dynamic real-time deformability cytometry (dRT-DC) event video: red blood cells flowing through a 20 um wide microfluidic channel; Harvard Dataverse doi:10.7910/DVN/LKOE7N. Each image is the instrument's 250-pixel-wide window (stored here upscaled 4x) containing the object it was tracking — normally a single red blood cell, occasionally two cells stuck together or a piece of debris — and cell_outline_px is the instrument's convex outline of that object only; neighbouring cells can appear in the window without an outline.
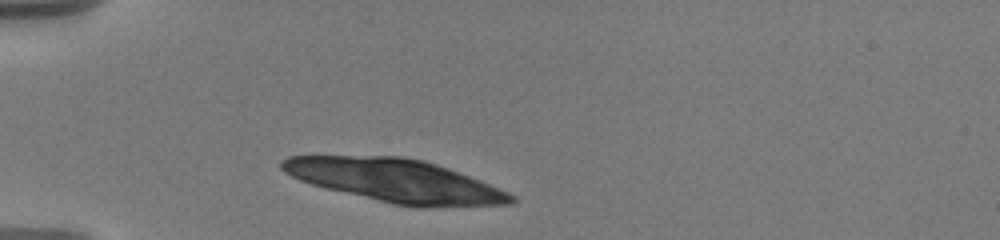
{"species": "human", "species_latin": "Homo sapiens", "temperature_condition": "warm", "stored_images_in_passage": 4, "camera_frame_rate_fps": 3000, "um_per_image_px": 0.085, "donor": {"sex": "male"}, "frame": {"image": 1, "passage_image": 1, "time_ms": 0.0, "image_size_px": [1000, 240], "cell_outline_px": [[516, 200], [512, 204], [424, 208], [416, 208], [392, 204], [312, 184], [300, 180], [284, 172], [280, 168], [280, 160], [288, 156], [404, 156], [424, 160], [460, 172], [480, 180], [508, 192], [516, 196]], "centroid_in_image_um": [33.66, 15.36], "position_along_channel_um": 51.3, "area_um2": 57.57}}